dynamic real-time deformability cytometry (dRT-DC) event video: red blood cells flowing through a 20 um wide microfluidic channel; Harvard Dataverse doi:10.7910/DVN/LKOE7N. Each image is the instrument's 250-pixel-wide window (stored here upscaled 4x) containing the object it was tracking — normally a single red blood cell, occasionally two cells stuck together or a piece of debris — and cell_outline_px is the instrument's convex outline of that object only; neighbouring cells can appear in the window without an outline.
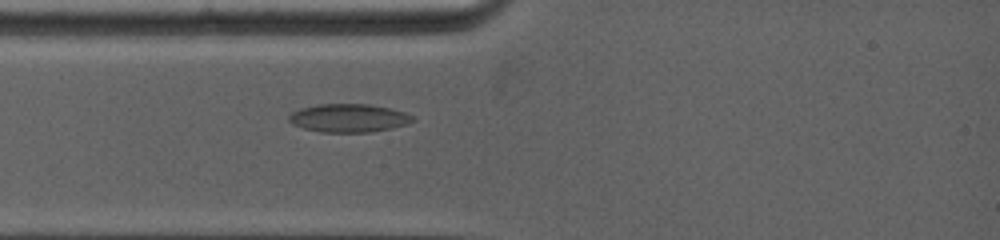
{"species": "common noctule bat (a hibernating species)", "species_latin": "Nyctalus noctula", "temperature_condition": "warm", "stored_images_in_passage": 24, "camera_frame_rate_fps": 5000, "um_per_image_px": 0.085, "animal": {"sex": "female", "body_mass_g": 19.0, "forearm_length_mm": 53.3}, "frame": {"image": 1, "passage_image": 5, "time_ms": 2.2, "image_size_px": [1000, 240], "cell_outline_px": [[416, 120], [408, 124], [392, 128], [372, 132], [320, 132], [304, 128], [292, 124], [288, 120], [288, 116], [292, 112], [300, 108], [316, 104], [368, 104], [388, 108], [404, 112], [412, 116]], "centroid_in_image_um": [29.62, 10.03], "position_along_channel_um": 55.4, "area_um2": 20.46}}
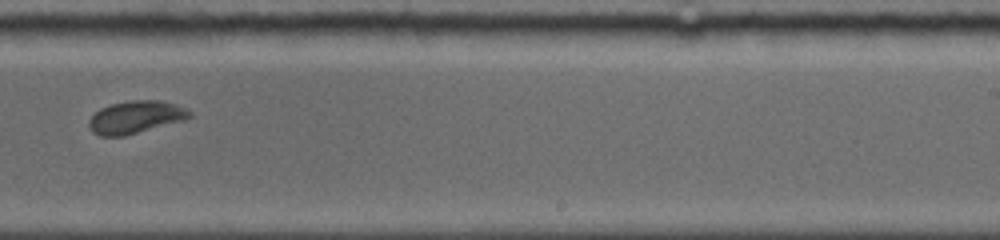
{"frame": {"image": 2, "passage_image": 16, "time_ms": 7.8, "image_size_px": [1000, 240], "cell_outline_px": [[192, 116], [184, 120], [120, 136], [100, 136], [88, 124], [88, 120], [100, 108], [112, 104], [132, 100], [160, 100], [184, 108], [192, 112]], "centroid_in_image_um": [11.53, 9.94], "position_along_channel_um": 277.5, "area_um2": 18.5}}
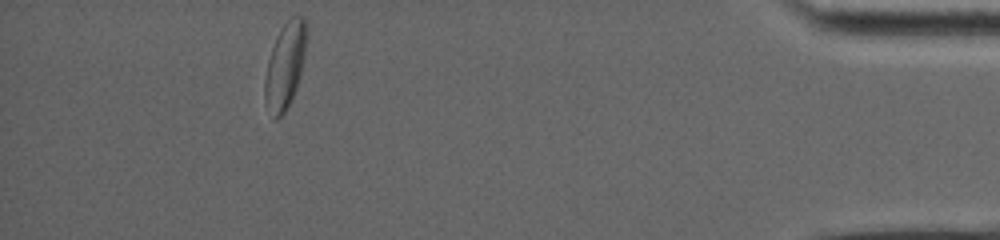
{"frame": {"image": 3, "passage_image": 24, "time_ms": 13.0, "image_size_px": [1000, 240], "cell_outline_px": [[304, 56], [300, 72], [292, 96], [284, 112], [276, 120], [264, 96], [264, 80], [268, 60], [272, 48], [284, 24], [292, 16], [304, 16]], "centroid_in_image_um": [24.2, 5.57], "position_along_channel_um": 411.0, "area_um2": 19.54}, "authors_computed_cell_mechanics": {"area_um2": 19.1896, "velocity_mm_per_s": 3.9595, "shape_relaxation_time_tau1_ms": 4.137, "shape_relaxation_time_tau2_ms": 1.3035, "deformation_change_tau1": 0.1067, "deformation_change_tau2": 0.0425}}